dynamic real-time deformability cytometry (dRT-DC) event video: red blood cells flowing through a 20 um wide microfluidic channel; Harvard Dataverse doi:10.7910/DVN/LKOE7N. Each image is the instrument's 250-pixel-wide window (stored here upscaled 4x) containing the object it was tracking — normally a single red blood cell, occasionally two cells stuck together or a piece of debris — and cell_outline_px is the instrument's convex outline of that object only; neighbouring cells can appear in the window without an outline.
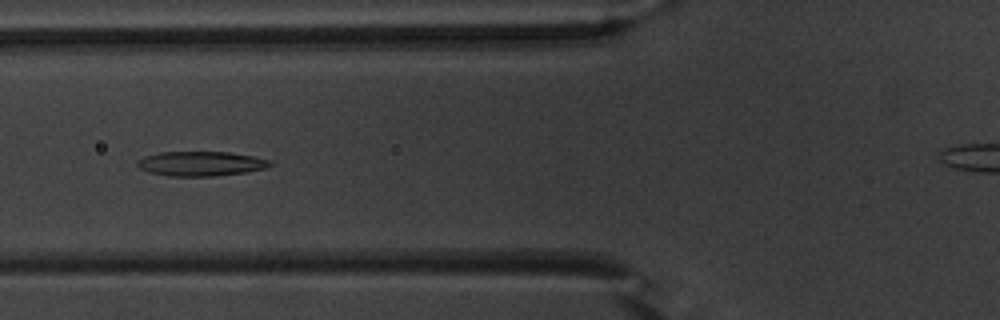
{"species": "common noctule bat (a hibernating species)", "species_latin": "Nyctalus noctula", "temperature_condition": "warm", "stored_images_in_passage": 54, "camera_frame_rate_fps": 3000, "um_per_image_px": 0.085, "animal": {"sex": "male", "body_mass_g": 20.1, "forearm_length_mm": 53.5}, "frame": {"image": 1, "passage_image": 21, "time_ms": 6.667, "image_size_px": [1000, 320], "cell_outline_px": [[272, 164], [264, 168], [244, 172], [216, 176], [172, 176], [148, 172], [140, 168], [136, 164], [136, 160], [144, 156], [160, 152], [228, 152], [252, 156], [272, 160]], "centroid_in_image_um": [17.04, 13.9], "position_along_channel_um": 108.8, "area_um2": 18.96}}
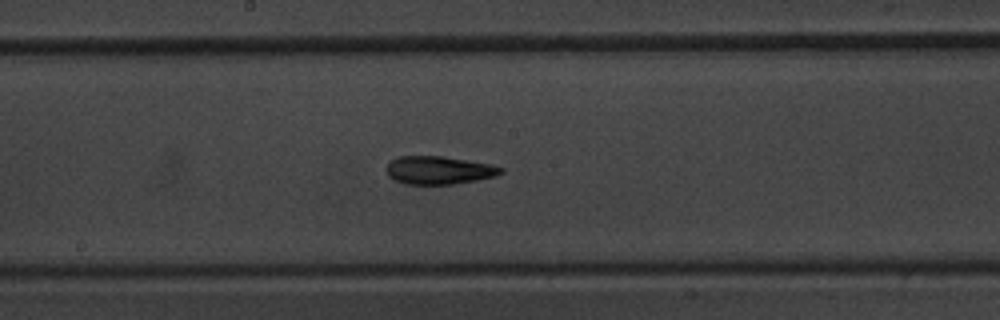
{"frame": {"image": 2, "passage_image": 29, "time_ms": 9.333, "image_size_px": [1000, 320], "cell_outline_px": [[504, 172], [496, 176], [480, 180], [456, 184], [404, 184], [388, 176], [384, 168], [392, 160], [400, 156], [444, 156], [492, 164], [504, 168]], "centroid_in_image_um": [37.34, 14.47], "position_along_channel_um": 210.9, "area_um2": 19.02}}
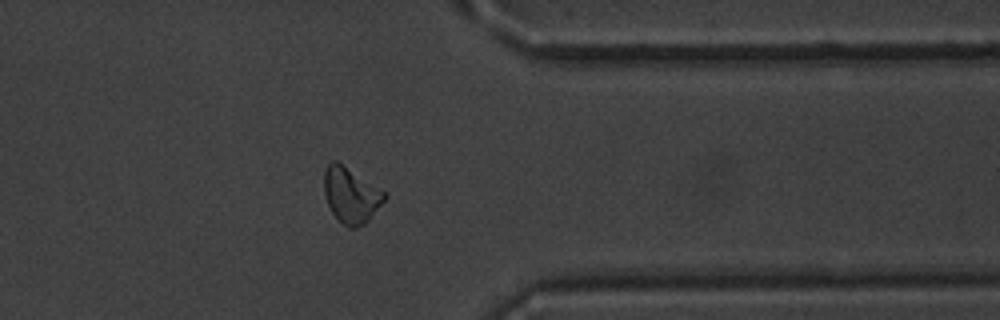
{"frame": {"image": 3, "passage_image": 43, "time_ms": 14.0, "image_size_px": [1000, 320], "cell_outline_px": [[388, 196], [368, 220], [364, 224], [356, 228], [348, 228], [332, 212], [328, 204], [324, 192], [324, 172], [328, 164], [332, 160], [336, 160], [388, 192]], "centroid_in_image_um": [29.86, 16.57], "position_along_channel_um": 381.5, "area_um2": 19.59}}